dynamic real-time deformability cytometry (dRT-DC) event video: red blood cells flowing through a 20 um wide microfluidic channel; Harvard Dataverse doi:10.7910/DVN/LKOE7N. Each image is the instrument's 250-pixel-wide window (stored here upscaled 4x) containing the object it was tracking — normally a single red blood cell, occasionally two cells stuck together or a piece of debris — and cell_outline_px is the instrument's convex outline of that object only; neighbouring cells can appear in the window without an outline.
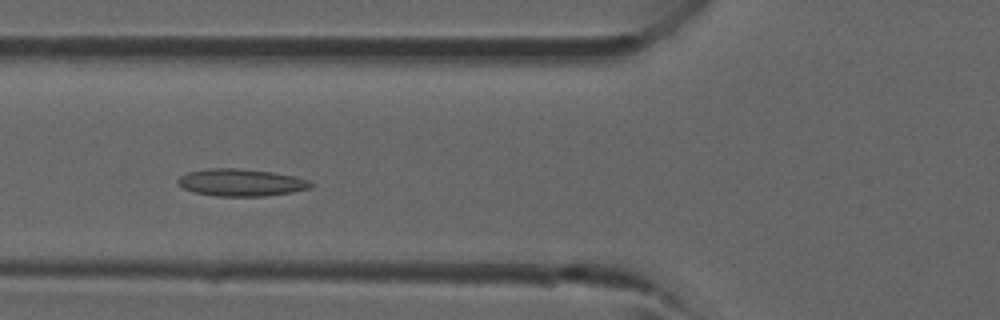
{"species": "common noctule bat (a hibernating species)", "species_latin": "Nyctalus noctula", "temperature_condition": "room temperature", "stored_images_in_passage": 33, "camera_frame_rate_fps": 3000, "um_per_image_px": 0.085, "animal": {"sex": "male", "forearm_length_mm": 52.5}, "frame": {"image": 1, "passage_image": 10, "time_ms": 3.0, "image_size_px": [1000, 320], "cell_outline_px": [[312, 188], [292, 192], [264, 196], [216, 196], [192, 192], [176, 184], [176, 180], [180, 176], [188, 172], [208, 168], [236, 168], [272, 172], [296, 176], [312, 180]], "centroid_in_image_um": [20.49, 15.51], "position_along_channel_um": 105.3, "area_um2": 21.33}}